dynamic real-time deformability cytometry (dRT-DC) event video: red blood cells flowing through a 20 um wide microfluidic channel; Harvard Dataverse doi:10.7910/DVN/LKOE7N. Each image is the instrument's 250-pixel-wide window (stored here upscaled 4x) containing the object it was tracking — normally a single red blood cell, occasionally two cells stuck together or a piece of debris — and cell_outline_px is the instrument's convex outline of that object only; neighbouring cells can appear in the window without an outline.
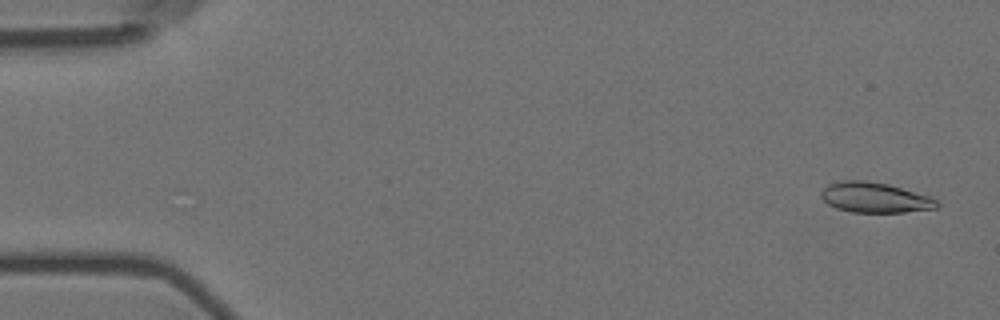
{"species": "Egyptian fruit bat (a non-hibernating species)", "species_latin": "Rousettus aegyptiacus", "temperature_condition": "room temperature", "stored_images_in_passage": 57, "camera_frame_rate_fps": 3000, "um_per_image_px": 0.085, "animal": {"sex": "female"}, "frame": {"image": 1, "passage_image": 3, "time_ms": 0.667, "image_size_px": [1000, 320], "cell_outline_px": [[940, 204], [936, 208], [904, 212], [852, 212], [836, 208], [828, 204], [820, 196], [820, 192], [828, 184], [844, 180], [864, 180], [888, 184], [932, 196]], "centroid_in_image_um": [74.37, 16.78], "position_along_channel_um": 10.6, "area_um2": 20.46}}
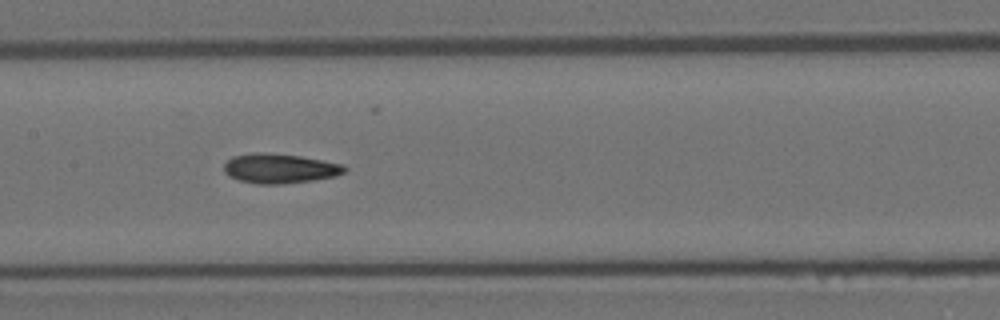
{"frame": {"image": 2, "passage_image": 28, "time_ms": 9.0, "image_size_px": [1000, 320], "cell_outline_px": [[348, 168], [344, 172], [336, 176], [312, 180], [284, 184], [256, 184], [240, 180], [228, 176], [224, 172], [224, 164], [232, 156], [252, 152], [264, 152], [300, 156], [344, 164]], "centroid_in_image_um": [23.76, 14.31], "position_along_channel_um": 183.6, "area_um2": 20.98}}
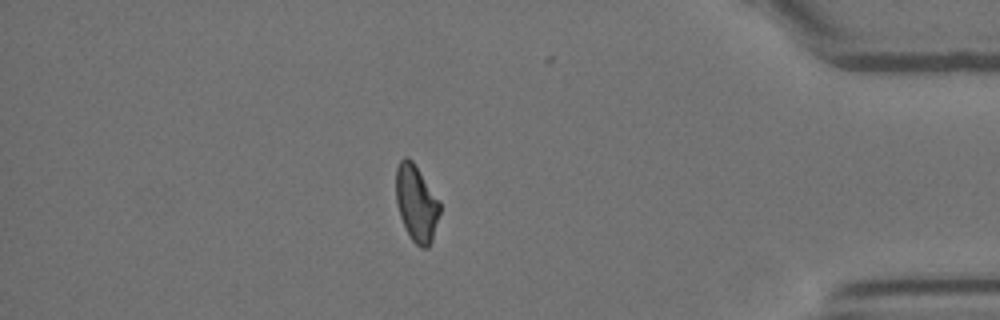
{"frame": {"image": 3, "passage_image": 49, "time_ms": 16.0, "image_size_px": [1000, 320], "cell_outline_px": [[440, 212], [432, 240], [428, 248], [420, 248], [412, 240], [400, 216], [396, 204], [396, 168], [400, 160], [404, 156], [408, 156], [412, 160], [440, 200]], "centroid_in_image_um": [35.39, 17.25], "position_along_channel_um": 399.8, "area_um2": 19.59}, "authors_computed_cell_mechanics": {"area_um2": 20.3456, "velocity_mm_per_s": 3.6233, "shape_relaxation_time_tau1_ms": 9.8697, "shape_relaxation_time_tau2_ms": 3.9281, "deformation_change_tau1": 0.2311, "deformation_change_tau2": 0.1152}}